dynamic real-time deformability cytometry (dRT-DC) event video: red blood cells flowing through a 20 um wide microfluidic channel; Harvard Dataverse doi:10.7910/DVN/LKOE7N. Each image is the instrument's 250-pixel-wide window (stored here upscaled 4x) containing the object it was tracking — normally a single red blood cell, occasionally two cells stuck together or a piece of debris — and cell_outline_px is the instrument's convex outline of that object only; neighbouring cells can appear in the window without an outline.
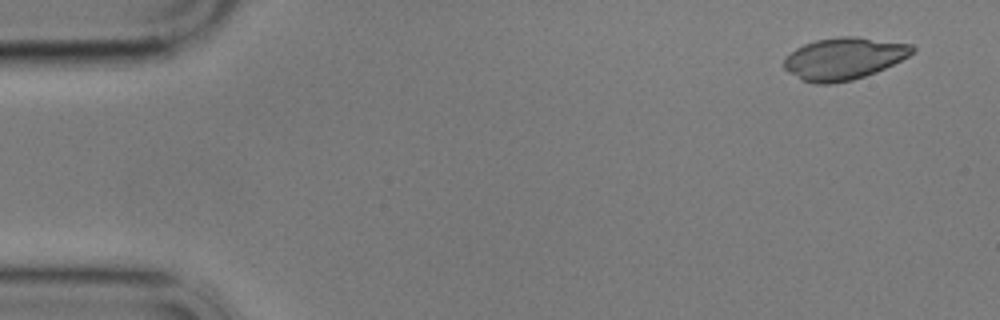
{"species": "common noctule bat (a hibernating species)", "species_latin": "Nyctalus noctula", "temperature_condition": "cold", "stored_images_in_passage": 56, "camera_frame_rate_fps": 3000, "um_per_image_px": 0.085, "animal": {"sex": "male", "body_mass_g": 17.9}, "frame": {"image": 1, "passage_image": 1, "time_ms": 0.0, "image_size_px": [1000, 320], "cell_outline_px": [[916, 52], [876, 72], [852, 80], [828, 84], [816, 84], [800, 80], [784, 68], [784, 60], [796, 48], [804, 44], [816, 40], [840, 36], [856, 36], [912, 44], [916, 48]], "centroid_in_image_um": [71.74, 4.97], "position_along_channel_um": 13.3, "area_um2": 31.39}}